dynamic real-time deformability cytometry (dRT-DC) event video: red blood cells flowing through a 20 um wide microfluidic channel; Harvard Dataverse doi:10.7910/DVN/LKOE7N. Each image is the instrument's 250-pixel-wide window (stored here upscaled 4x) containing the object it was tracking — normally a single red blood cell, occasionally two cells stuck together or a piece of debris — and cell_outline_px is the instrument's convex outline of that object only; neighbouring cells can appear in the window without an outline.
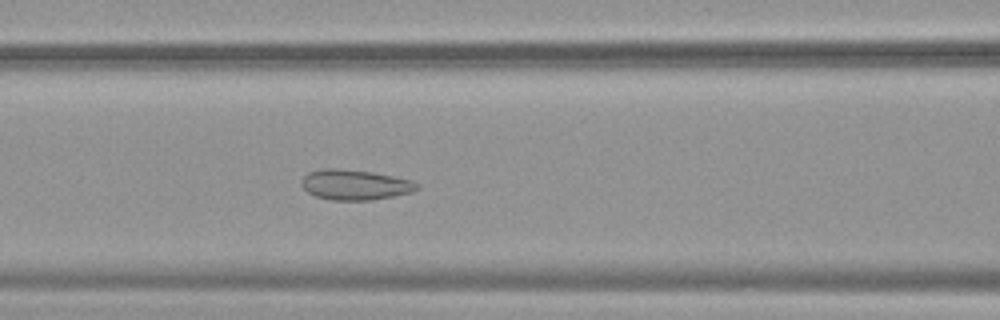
{"species": "common noctule bat (a hibernating species)", "species_latin": "Nyctalus noctula", "temperature_condition": "warm", "stored_images_in_passage": 40, "camera_frame_rate_fps": 3000, "um_per_image_px": 0.085, "animal": {"sex": "female", "body_mass_g": 19.9}, "frame": {"image": 1, "passage_image": 10, "time_ms": 3.0, "image_size_px": [1000, 320], "cell_outline_px": [[420, 188], [412, 192], [372, 200], [332, 200], [316, 196], [308, 192], [300, 184], [300, 180], [308, 172], [320, 168], [340, 168], [372, 172], [412, 180], [420, 184]], "centroid_in_image_um": [30.16, 15.69], "position_along_channel_um": 136.4, "area_um2": 20.52}}
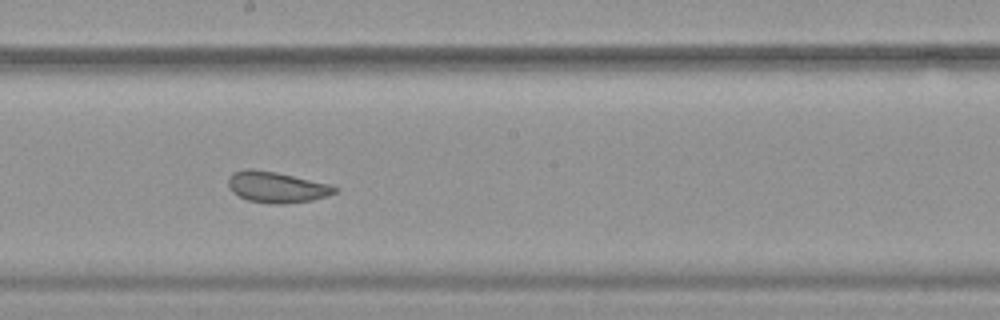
{"frame": {"image": 2, "passage_image": 17, "time_ms": 5.333, "image_size_px": [1000, 320], "cell_outline_px": [[340, 188], [336, 192], [328, 196], [312, 200], [284, 204], [276, 204], [248, 200], [232, 192], [228, 184], [228, 180], [232, 172], [244, 168], [252, 168], [276, 172], [328, 184]], "centroid_in_image_um": [23.5, 15.9], "position_along_channel_um": 224.7, "area_um2": 19.19}}
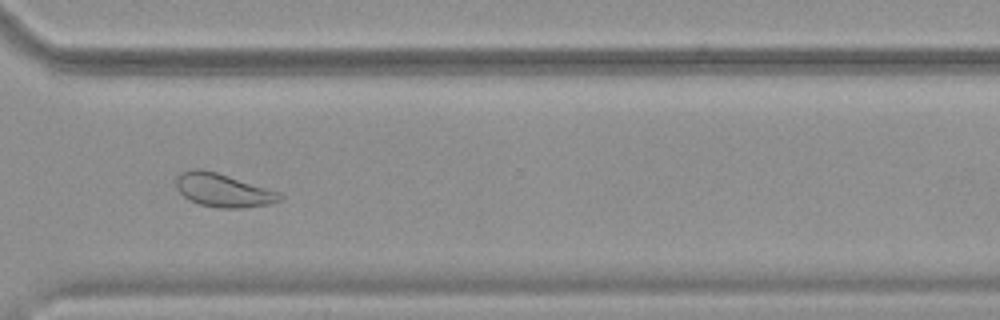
{"frame": {"image": 3, "passage_image": 27, "time_ms": 8.667, "image_size_px": [1000, 320], "cell_outline_px": [[284, 196], [280, 200], [268, 204], [244, 208], [220, 208], [200, 204], [188, 200], [176, 188], [176, 176], [180, 172], [188, 168], [200, 168], [216, 172], [280, 192]], "centroid_in_image_um": [18.92, 16.16], "position_along_channel_um": 351.7, "area_um2": 20.29}, "authors_computed_cell_mechanics": {"area_um2": 21.2415, "velocity_mm_per_s": 3.7965, "shape_relaxation_time_tau1_ms": null, "shape_relaxation_time_tau2_ms": 1.2055, "deformation_change_tau1": null, "deformation_change_tau2": 0.0572}}